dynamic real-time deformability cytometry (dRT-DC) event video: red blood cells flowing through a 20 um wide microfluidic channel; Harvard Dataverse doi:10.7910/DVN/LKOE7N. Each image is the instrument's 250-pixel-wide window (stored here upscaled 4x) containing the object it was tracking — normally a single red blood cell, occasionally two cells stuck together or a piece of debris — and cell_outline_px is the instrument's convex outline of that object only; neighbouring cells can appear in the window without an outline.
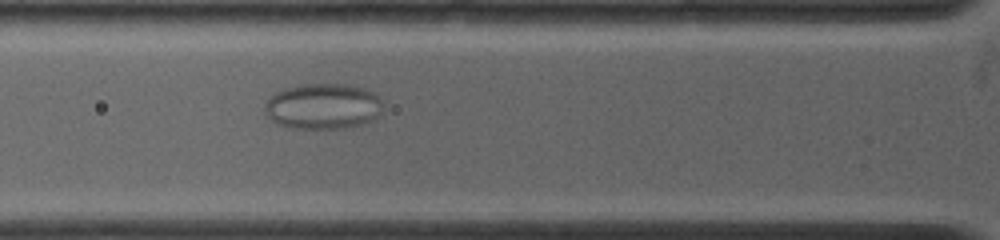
{"species": "common noctule bat (a hibernating species)", "species_latin": "Nyctalus noctula", "temperature_condition": "warm", "stored_images_in_passage": 42, "camera_frame_rate_fps": 4500, "um_per_image_px": 0.085, "animal": {"sex": "female", "body_mass_g": 19.0, "forearm_length_mm": 53.3}, "frame": {"image": 1, "passage_image": 10, "time_ms": 3.778, "image_size_px": [1000, 240], "cell_outline_px": [[384, 108], [376, 120], [360, 124], [340, 128], [288, 128], [276, 124], [264, 116], [264, 104], [276, 92], [288, 88], [304, 84], [344, 84], [364, 88], [376, 92], [384, 104]], "centroid_in_image_um": [27.48, 9.05], "position_along_channel_um": 98.3, "area_um2": 31.91}}
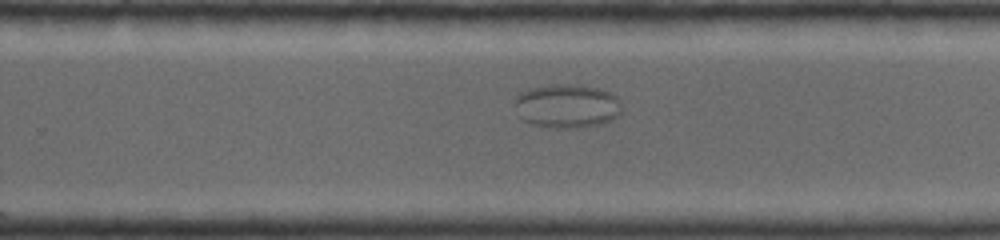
{"frame": {"image": 2, "passage_image": 25, "time_ms": 9.111, "image_size_px": [1000, 240], "cell_outline_px": [[620, 112], [612, 120], [600, 124], [580, 128], [560, 128], [532, 124], [524, 120], [520, 116], [516, 104], [516, 96], [520, 92], [532, 88], [552, 84], [568, 84], [596, 88], [608, 92], [616, 96], [620, 100]], "centroid_in_image_um": [48.21, 9.01], "position_along_channel_um": 281.6, "area_um2": 26.99}}